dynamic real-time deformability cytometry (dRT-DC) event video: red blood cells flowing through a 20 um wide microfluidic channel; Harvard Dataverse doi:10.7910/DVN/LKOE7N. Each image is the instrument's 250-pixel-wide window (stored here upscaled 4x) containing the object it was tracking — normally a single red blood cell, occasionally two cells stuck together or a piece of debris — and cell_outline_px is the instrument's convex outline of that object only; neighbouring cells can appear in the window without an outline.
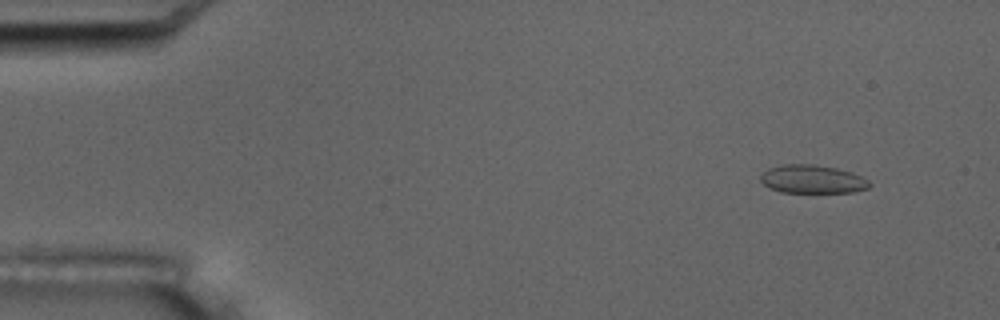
{"species": "common noctule bat (a hibernating species)", "species_latin": "Nyctalus noctula", "temperature_condition": "room temperature", "stored_images_in_passage": 6, "camera_frame_rate_fps": 3000, "um_per_image_px": 0.085, "animal": {"sex": "male", "body_mass_g": 17.5, "forearm_length_mm": 52.3}, "frame": {"image": 1, "passage_image": 2, "time_ms": 1.0, "image_size_px": [1000, 320], "cell_outline_px": [[872, 184], [868, 188], [852, 192], [780, 192], [764, 184], [760, 180], [760, 176], [768, 168], [780, 164], [812, 164], [836, 168], [852, 172], [868, 180]], "centroid_in_image_um": [69.05, 15.22], "position_along_channel_um": 16.0, "area_um2": 17.92}}